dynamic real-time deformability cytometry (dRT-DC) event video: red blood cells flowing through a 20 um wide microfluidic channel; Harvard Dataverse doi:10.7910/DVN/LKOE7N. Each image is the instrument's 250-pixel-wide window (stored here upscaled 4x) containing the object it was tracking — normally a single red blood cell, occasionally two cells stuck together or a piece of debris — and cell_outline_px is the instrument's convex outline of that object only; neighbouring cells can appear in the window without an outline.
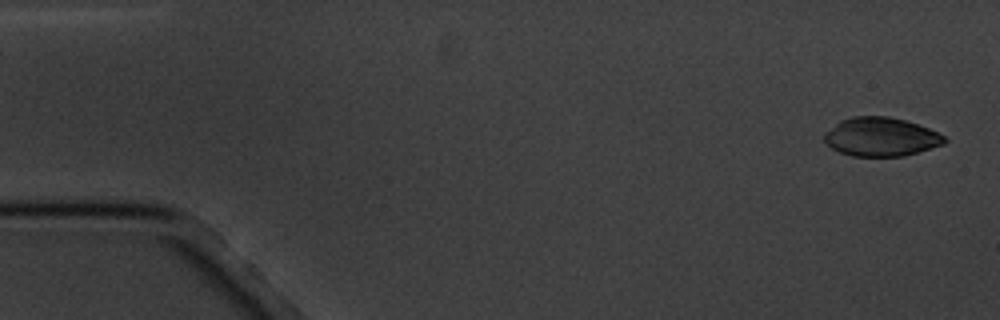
{"species": "common noctule bat (a hibernating species)", "species_latin": "Nyctalus noctula", "temperature_condition": "cold", "stored_images_in_passage": 6, "camera_frame_rate_fps": 3000, "um_per_image_px": 0.085, "animal": {"sex": "male", "body_mass_g": 20.1, "forearm_length_mm": 53.5}, "frame": {"image": 1, "passage_image": 1, "time_ms": 0.0, "image_size_px": [1000, 320], "cell_outline_px": [[948, 140], [944, 144], [904, 156], [852, 156], [840, 152], [832, 148], [824, 140], [824, 132], [840, 120], [852, 116], [888, 116], [904, 120], [928, 128], [944, 136]], "centroid_in_image_um": [74.86, 11.63], "position_along_channel_um": 10.1, "area_um2": 27.05}}
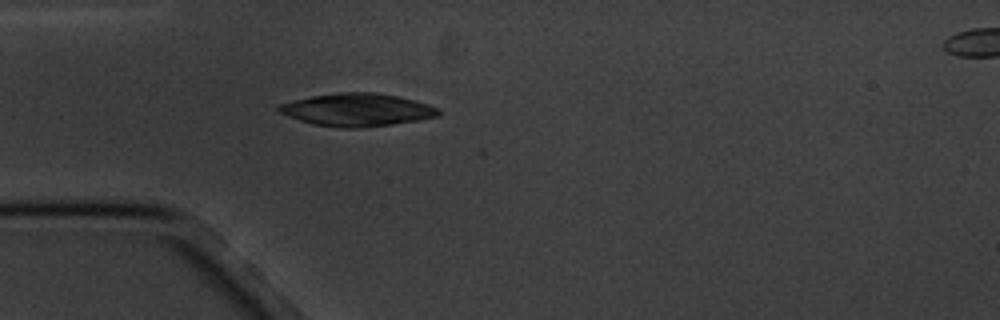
{"frame": {"image": 2, "passage_image": 5, "time_ms": 4.667, "image_size_px": [1000, 320], "cell_outline_px": [[440, 116], [420, 120], [392, 124], [360, 128], [340, 128], [312, 124], [288, 116], [280, 112], [276, 108], [280, 104], [292, 100], [312, 96], [340, 92], [376, 92], [416, 100], [440, 108]], "centroid_in_image_um": [30.38, 9.33], "position_along_channel_um": 54.6, "area_um2": 30.63}}